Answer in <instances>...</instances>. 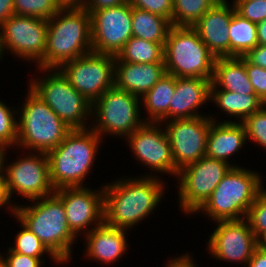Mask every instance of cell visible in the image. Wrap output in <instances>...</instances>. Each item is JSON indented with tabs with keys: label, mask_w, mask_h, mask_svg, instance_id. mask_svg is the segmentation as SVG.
I'll return each mask as SVG.
<instances>
[{
	"label": "cell",
	"mask_w": 266,
	"mask_h": 267,
	"mask_svg": "<svg viewBox=\"0 0 266 267\" xmlns=\"http://www.w3.org/2000/svg\"><path fill=\"white\" fill-rule=\"evenodd\" d=\"M127 177L125 175L103 185L104 222L131 231L157 211L167 186L160 177Z\"/></svg>",
	"instance_id": "obj_1"
},
{
	"label": "cell",
	"mask_w": 266,
	"mask_h": 267,
	"mask_svg": "<svg viewBox=\"0 0 266 267\" xmlns=\"http://www.w3.org/2000/svg\"><path fill=\"white\" fill-rule=\"evenodd\" d=\"M103 139L91 128L72 129L65 139L47 152L50 180L55 190L88 186L85 180L96 163Z\"/></svg>",
	"instance_id": "obj_2"
},
{
	"label": "cell",
	"mask_w": 266,
	"mask_h": 267,
	"mask_svg": "<svg viewBox=\"0 0 266 267\" xmlns=\"http://www.w3.org/2000/svg\"><path fill=\"white\" fill-rule=\"evenodd\" d=\"M27 202L25 205L17 202L15 219L32 231L63 264H70L74 259L72 247L79 238L69 229L62 200L53 193Z\"/></svg>",
	"instance_id": "obj_3"
},
{
	"label": "cell",
	"mask_w": 266,
	"mask_h": 267,
	"mask_svg": "<svg viewBox=\"0 0 266 267\" xmlns=\"http://www.w3.org/2000/svg\"><path fill=\"white\" fill-rule=\"evenodd\" d=\"M91 14L85 9H60L48 20L44 58L35 67L59 68L92 52Z\"/></svg>",
	"instance_id": "obj_4"
},
{
	"label": "cell",
	"mask_w": 266,
	"mask_h": 267,
	"mask_svg": "<svg viewBox=\"0 0 266 267\" xmlns=\"http://www.w3.org/2000/svg\"><path fill=\"white\" fill-rule=\"evenodd\" d=\"M260 174L243 165L232 167L194 216L203 213L213 222L245 219L249 207L264 188L265 180Z\"/></svg>",
	"instance_id": "obj_5"
},
{
	"label": "cell",
	"mask_w": 266,
	"mask_h": 267,
	"mask_svg": "<svg viewBox=\"0 0 266 267\" xmlns=\"http://www.w3.org/2000/svg\"><path fill=\"white\" fill-rule=\"evenodd\" d=\"M18 139L21 151L47 153L58 146L72 130L29 87L24 103L17 106Z\"/></svg>",
	"instance_id": "obj_6"
},
{
	"label": "cell",
	"mask_w": 266,
	"mask_h": 267,
	"mask_svg": "<svg viewBox=\"0 0 266 267\" xmlns=\"http://www.w3.org/2000/svg\"><path fill=\"white\" fill-rule=\"evenodd\" d=\"M28 87L41 98L71 129H87L91 125L92 103L69 83L58 68L37 67ZM90 121V122H89ZM90 123V124H89Z\"/></svg>",
	"instance_id": "obj_7"
},
{
	"label": "cell",
	"mask_w": 266,
	"mask_h": 267,
	"mask_svg": "<svg viewBox=\"0 0 266 267\" xmlns=\"http://www.w3.org/2000/svg\"><path fill=\"white\" fill-rule=\"evenodd\" d=\"M216 57L189 26H171L164 45L166 73L212 80Z\"/></svg>",
	"instance_id": "obj_8"
},
{
	"label": "cell",
	"mask_w": 266,
	"mask_h": 267,
	"mask_svg": "<svg viewBox=\"0 0 266 267\" xmlns=\"http://www.w3.org/2000/svg\"><path fill=\"white\" fill-rule=\"evenodd\" d=\"M140 113L141 98L114 86L92 103L90 128L105 141L110 135L124 139L146 122Z\"/></svg>",
	"instance_id": "obj_9"
},
{
	"label": "cell",
	"mask_w": 266,
	"mask_h": 267,
	"mask_svg": "<svg viewBox=\"0 0 266 267\" xmlns=\"http://www.w3.org/2000/svg\"><path fill=\"white\" fill-rule=\"evenodd\" d=\"M232 168L225 161L202 157L178 171V204L182 213L194 215Z\"/></svg>",
	"instance_id": "obj_10"
},
{
	"label": "cell",
	"mask_w": 266,
	"mask_h": 267,
	"mask_svg": "<svg viewBox=\"0 0 266 267\" xmlns=\"http://www.w3.org/2000/svg\"><path fill=\"white\" fill-rule=\"evenodd\" d=\"M23 152L24 156H16V160L12 162L7 160V154L5 157L4 174L11 200L14 194L27 201L53 194L55 189L50 180L47 153Z\"/></svg>",
	"instance_id": "obj_11"
},
{
	"label": "cell",
	"mask_w": 266,
	"mask_h": 267,
	"mask_svg": "<svg viewBox=\"0 0 266 267\" xmlns=\"http://www.w3.org/2000/svg\"><path fill=\"white\" fill-rule=\"evenodd\" d=\"M124 140L127 142V148L129 147L132 152V157L135 156L134 159L139 164L152 171L151 174L146 172L138 176L161 178L162 173V176L165 174L175 179V163L170 142L162 123L145 122Z\"/></svg>",
	"instance_id": "obj_12"
},
{
	"label": "cell",
	"mask_w": 266,
	"mask_h": 267,
	"mask_svg": "<svg viewBox=\"0 0 266 267\" xmlns=\"http://www.w3.org/2000/svg\"><path fill=\"white\" fill-rule=\"evenodd\" d=\"M71 86L91 103L114 87L115 56L90 52L58 68Z\"/></svg>",
	"instance_id": "obj_13"
},
{
	"label": "cell",
	"mask_w": 266,
	"mask_h": 267,
	"mask_svg": "<svg viewBox=\"0 0 266 267\" xmlns=\"http://www.w3.org/2000/svg\"><path fill=\"white\" fill-rule=\"evenodd\" d=\"M47 31L44 18L13 15L0 26L3 53L37 65L44 58Z\"/></svg>",
	"instance_id": "obj_14"
},
{
	"label": "cell",
	"mask_w": 266,
	"mask_h": 267,
	"mask_svg": "<svg viewBox=\"0 0 266 267\" xmlns=\"http://www.w3.org/2000/svg\"><path fill=\"white\" fill-rule=\"evenodd\" d=\"M210 233L206 250L217 261L239 263L246 267L259 247V241L246 219L217 221Z\"/></svg>",
	"instance_id": "obj_15"
},
{
	"label": "cell",
	"mask_w": 266,
	"mask_h": 267,
	"mask_svg": "<svg viewBox=\"0 0 266 267\" xmlns=\"http://www.w3.org/2000/svg\"><path fill=\"white\" fill-rule=\"evenodd\" d=\"M91 14L92 52L117 56L132 35V6L124 4Z\"/></svg>",
	"instance_id": "obj_16"
},
{
	"label": "cell",
	"mask_w": 266,
	"mask_h": 267,
	"mask_svg": "<svg viewBox=\"0 0 266 267\" xmlns=\"http://www.w3.org/2000/svg\"><path fill=\"white\" fill-rule=\"evenodd\" d=\"M212 121L209 116H198L162 122L175 163V179L178 171L205 156L207 134Z\"/></svg>",
	"instance_id": "obj_17"
},
{
	"label": "cell",
	"mask_w": 266,
	"mask_h": 267,
	"mask_svg": "<svg viewBox=\"0 0 266 267\" xmlns=\"http://www.w3.org/2000/svg\"><path fill=\"white\" fill-rule=\"evenodd\" d=\"M99 188L65 187L54 192L62 200L69 229L77 238L104 222L103 185Z\"/></svg>",
	"instance_id": "obj_18"
},
{
	"label": "cell",
	"mask_w": 266,
	"mask_h": 267,
	"mask_svg": "<svg viewBox=\"0 0 266 267\" xmlns=\"http://www.w3.org/2000/svg\"><path fill=\"white\" fill-rule=\"evenodd\" d=\"M235 11L233 2L220 0L192 26L216 58L230 57L229 23Z\"/></svg>",
	"instance_id": "obj_19"
},
{
	"label": "cell",
	"mask_w": 266,
	"mask_h": 267,
	"mask_svg": "<svg viewBox=\"0 0 266 267\" xmlns=\"http://www.w3.org/2000/svg\"><path fill=\"white\" fill-rule=\"evenodd\" d=\"M211 80L198 77H176L175 91L169 105L168 113L160 123L172 119L209 116L200 108L210 104ZM200 110V111H199ZM201 112V113H200Z\"/></svg>",
	"instance_id": "obj_20"
},
{
	"label": "cell",
	"mask_w": 266,
	"mask_h": 267,
	"mask_svg": "<svg viewBox=\"0 0 266 267\" xmlns=\"http://www.w3.org/2000/svg\"><path fill=\"white\" fill-rule=\"evenodd\" d=\"M128 234V230L112 227L103 222L83 235L86 243L83 256L106 266L119 262L125 253H128L126 251H129Z\"/></svg>",
	"instance_id": "obj_21"
},
{
	"label": "cell",
	"mask_w": 266,
	"mask_h": 267,
	"mask_svg": "<svg viewBox=\"0 0 266 267\" xmlns=\"http://www.w3.org/2000/svg\"><path fill=\"white\" fill-rule=\"evenodd\" d=\"M213 113L209 117L213 120L207 134L205 156L231 163L234 157L247 144L246 129L242 122H223Z\"/></svg>",
	"instance_id": "obj_22"
},
{
	"label": "cell",
	"mask_w": 266,
	"mask_h": 267,
	"mask_svg": "<svg viewBox=\"0 0 266 267\" xmlns=\"http://www.w3.org/2000/svg\"><path fill=\"white\" fill-rule=\"evenodd\" d=\"M165 74V63L115 61L114 86L142 98Z\"/></svg>",
	"instance_id": "obj_23"
},
{
	"label": "cell",
	"mask_w": 266,
	"mask_h": 267,
	"mask_svg": "<svg viewBox=\"0 0 266 267\" xmlns=\"http://www.w3.org/2000/svg\"><path fill=\"white\" fill-rule=\"evenodd\" d=\"M210 89L255 94L245 68V57L216 58Z\"/></svg>",
	"instance_id": "obj_24"
},
{
	"label": "cell",
	"mask_w": 266,
	"mask_h": 267,
	"mask_svg": "<svg viewBox=\"0 0 266 267\" xmlns=\"http://www.w3.org/2000/svg\"><path fill=\"white\" fill-rule=\"evenodd\" d=\"M210 103H214L226 117L235 118H227L223 122H243L264 105L256 94L246 95L220 89H210Z\"/></svg>",
	"instance_id": "obj_25"
},
{
	"label": "cell",
	"mask_w": 266,
	"mask_h": 267,
	"mask_svg": "<svg viewBox=\"0 0 266 267\" xmlns=\"http://www.w3.org/2000/svg\"><path fill=\"white\" fill-rule=\"evenodd\" d=\"M176 77L166 73L142 98L141 107L147 112L146 122H159L169 111L175 91Z\"/></svg>",
	"instance_id": "obj_26"
},
{
	"label": "cell",
	"mask_w": 266,
	"mask_h": 267,
	"mask_svg": "<svg viewBox=\"0 0 266 267\" xmlns=\"http://www.w3.org/2000/svg\"><path fill=\"white\" fill-rule=\"evenodd\" d=\"M170 21L158 14L132 7V35L137 38L165 43Z\"/></svg>",
	"instance_id": "obj_27"
},
{
	"label": "cell",
	"mask_w": 266,
	"mask_h": 267,
	"mask_svg": "<svg viewBox=\"0 0 266 267\" xmlns=\"http://www.w3.org/2000/svg\"><path fill=\"white\" fill-rule=\"evenodd\" d=\"M164 45L165 43H154L132 36L115 56V61L136 64L164 63Z\"/></svg>",
	"instance_id": "obj_28"
},
{
	"label": "cell",
	"mask_w": 266,
	"mask_h": 267,
	"mask_svg": "<svg viewBox=\"0 0 266 267\" xmlns=\"http://www.w3.org/2000/svg\"><path fill=\"white\" fill-rule=\"evenodd\" d=\"M230 57L245 56L258 45L257 24L242 17L236 11L229 23Z\"/></svg>",
	"instance_id": "obj_29"
},
{
	"label": "cell",
	"mask_w": 266,
	"mask_h": 267,
	"mask_svg": "<svg viewBox=\"0 0 266 267\" xmlns=\"http://www.w3.org/2000/svg\"><path fill=\"white\" fill-rule=\"evenodd\" d=\"M19 225L21 226L19 232L14 236V244L8 248L13 251L23 255L36 258H50L54 265L64 266V264L44 245L39 238L30 231L26 226H24L18 219ZM48 255V256H45Z\"/></svg>",
	"instance_id": "obj_30"
},
{
	"label": "cell",
	"mask_w": 266,
	"mask_h": 267,
	"mask_svg": "<svg viewBox=\"0 0 266 267\" xmlns=\"http://www.w3.org/2000/svg\"><path fill=\"white\" fill-rule=\"evenodd\" d=\"M220 0H173L172 26L192 27Z\"/></svg>",
	"instance_id": "obj_31"
},
{
	"label": "cell",
	"mask_w": 266,
	"mask_h": 267,
	"mask_svg": "<svg viewBox=\"0 0 266 267\" xmlns=\"http://www.w3.org/2000/svg\"><path fill=\"white\" fill-rule=\"evenodd\" d=\"M17 120V108L10 107L0 100V146L16 148L18 139Z\"/></svg>",
	"instance_id": "obj_32"
},
{
	"label": "cell",
	"mask_w": 266,
	"mask_h": 267,
	"mask_svg": "<svg viewBox=\"0 0 266 267\" xmlns=\"http://www.w3.org/2000/svg\"><path fill=\"white\" fill-rule=\"evenodd\" d=\"M15 15L34 16L49 20L60 8L56 0H13Z\"/></svg>",
	"instance_id": "obj_33"
},
{
	"label": "cell",
	"mask_w": 266,
	"mask_h": 267,
	"mask_svg": "<svg viewBox=\"0 0 266 267\" xmlns=\"http://www.w3.org/2000/svg\"><path fill=\"white\" fill-rule=\"evenodd\" d=\"M259 240L266 233V187L257 195L245 218Z\"/></svg>",
	"instance_id": "obj_34"
},
{
	"label": "cell",
	"mask_w": 266,
	"mask_h": 267,
	"mask_svg": "<svg viewBox=\"0 0 266 267\" xmlns=\"http://www.w3.org/2000/svg\"><path fill=\"white\" fill-rule=\"evenodd\" d=\"M242 123L246 129L247 142L256 143L266 150V104Z\"/></svg>",
	"instance_id": "obj_35"
},
{
	"label": "cell",
	"mask_w": 266,
	"mask_h": 267,
	"mask_svg": "<svg viewBox=\"0 0 266 267\" xmlns=\"http://www.w3.org/2000/svg\"><path fill=\"white\" fill-rule=\"evenodd\" d=\"M235 10L242 17L258 24L266 19V0H232Z\"/></svg>",
	"instance_id": "obj_36"
},
{
	"label": "cell",
	"mask_w": 266,
	"mask_h": 267,
	"mask_svg": "<svg viewBox=\"0 0 266 267\" xmlns=\"http://www.w3.org/2000/svg\"><path fill=\"white\" fill-rule=\"evenodd\" d=\"M127 2L132 7L161 15L171 23L173 0H127Z\"/></svg>",
	"instance_id": "obj_37"
},
{
	"label": "cell",
	"mask_w": 266,
	"mask_h": 267,
	"mask_svg": "<svg viewBox=\"0 0 266 267\" xmlns=\"http://www.w3.org/2000/svg\"><path fill=\"white\" fill-rule=\"evenodd\" d=\"M245 68L255 94L266 104V69L251 64L246 58Z\"/></svg>",
	"instance_id": "obj_38"
},
{
	"label": "cell",
	"mask_w": 266,
	"mask_h": 267,
	"mask_svg": "<svg viewBox=\"0 0 266 267\" xmlns=\"http://www.w3.org/2000/svg\"><path fill=\"white\" fill-rule=\"evenodd\" d=\"M8 250V251H7ZM6 254L0 253V260L6 267H42L46 258H36L6 249ZM42 265V266H41Z\"/></svg>",
	"instance_id": "obj_39"
},
{
	"label": "cell",
	"mask_w": 266,
	"mask_h": 267,
	"mask_svg": "<svg viewBox=\"0 0 266 267\" xmlns=\"http://www.w3.org/2000/svg\"><path fill=\"white\" fill-rule=\"evenodd\" d=\"M12 202L8 192L6 179L5 177H0V209L3 210L2 207H6L4 211H7V213L9 211L10 215L15 218L17 203L15 200L13 202L14 204Z\"/></svg>",
	"instance_id": "obj_40"
},
{
	"label": "cell",
	"mask_w": 266,
	"mask_h": 267,
	"mask_svg": "<svg viewBox=\"0 0 266 267\" xmlns=\"http://www.w3.org/2000/svg\"><path fill=\"white\" fill-rule=\"evenodd\" d=\"M251 64L266 69V46L257 45L244 56Z\"/></svg>",
	"instance_id": "obj_41"
},
{
	"label": "cell",
	"mask_w": 266,
	"mask_h": 267,
	"mask_svg": "<svg viewBox=\"0 0 266 267\" xmlns=\"http://www.w3.org/2000/svg\"><path fill=\"white\" fill-rule=\"evenodd\" d=\"M178 256V257H177ZM174 257V258H173ZM171 257L167 262H165L164 267H197L198 262L193 259L190 253H184L182 255H177ZM195 261V262H194Z\"/></svg>",
	"instance_id": "obj_42"
},
{
	"label": "cell",
	"mask_w": 266,
	"mask_h": 267,
	"mask_svg": "<svg viewBox=\"0 0 266 267\" xmlns=\"http://www.w3.org/2000/svg\"><path fill=\"white\" fill-rule=\"evenodd\" d=\"M127 0H88L86 10H101L126 3Z\"/></svg>",
	"instance_id": "obj_43"
},
{
	"label": "cell",
	"mask_w": 266,
	"mask_h": 267,
	"mask_svg": "<svg viewBox=\"0 0 266 267\" xmlns=\"http://www.w3.org/2000/svg\"><path fill=\"white\" fill-rule=\"evenodd\" d=\"M13 15H15L13 0H0V26Z\"/></svg>",
	"instance_id": "obj_44"
},
{
	"label": "cell",
	"mask_w": 266,
	"mask_h": 267,
	"mask_svg": "<svg viewBox=\"0 0 266 267\" xmlns=\"http://www.w3.org/2000/svg\"><path fill=\"white\" fill-rule=\"evenodd\" d=\"M247 267H266V249L258 247L249 260Z\"/></svg>",
	"instance_id": "obj_45"
},
{
	"label": "cell",
	"mask_w": 266,
	"mask_h": 267,
	"mask_svg": "<svg viewBox=\"0 0 266 267\" xmlns=\"http://www.w3.org/2000/svg\"><path fill=\"white\" fill-rule=\"evenodd\" d=\"M88 0H56L60 9H80L85 8Z\"/></svg>",
	"instance_id": "obj_46"
},
{
	"label": "cell",
	"mask_w": 266,
	"mask_h": 267,
	"mask_svg": "<svg viewBox=\"0 0 266 267\" xmlns=\"http://www.w3.org/2000/svg\"><path fill=\"white\" fill-rule=\"evenodd\" d=\"M258 45L266 46V19L257 24Z\"/></svg>",
	"instance_id": "obj_47"
},
{
	"label": "cell",
	"mask_w": 266,
	"mask_h": 267,
	"mask_svg": "<svg viewBox=\"0 0 266 267\" xmlns=\"http://www.w3.org/2000/svg\"><path fill=\"white\" fill-rule=\"evenodd\" d=\"M10 151V148L0 146V177H5L4 174V162L6 154Z\"/></svg>",
	"instance_id": "obj_48"
},
{
	"label": "cell",
	"mask_w": 266,
	"mask_h": 267,
	"mask_svg": "<svg viewBox=\"0 0 266 267\" xmlns=\"http://www.w3.org/2000/svg\"><path fill=\"white\" fill-rule=\"evenodd\" d=\"M258 241L259 247L266 249V233Z\"/></svg>",
	"instance_id": "obj_49"
},
{
	"label": "cell",
	"mask_w": 266,
	"mask_h": 267,
	"mask_svg": "<svg viewBox=\"0 0 266 267\" xmlns=\"http://www.w3.org/2000/svg\"><path fill=\"white\" fill-rule=\"evenodd\" d=\"M3 55H6V54L3 53L2 43H1V36H0V61L2 60V58H4Z\"/></svg>",
	"instance_id": "obj_50"
},
{
	"label": "cell",
	"mask_w": 266,
	"mask_h": 267,
	"mask_svg": "<svg viewBox=\"0 0 266 267\" xmlns=\"http://www.w3.org/2000/svg\"><path fill=\"white\" fill-rule=\"evenodd\" d=\"M0 267H6L1 260H0Z\"/></svg>",
	"instance_id": "obj_51"
}]
</instances>
